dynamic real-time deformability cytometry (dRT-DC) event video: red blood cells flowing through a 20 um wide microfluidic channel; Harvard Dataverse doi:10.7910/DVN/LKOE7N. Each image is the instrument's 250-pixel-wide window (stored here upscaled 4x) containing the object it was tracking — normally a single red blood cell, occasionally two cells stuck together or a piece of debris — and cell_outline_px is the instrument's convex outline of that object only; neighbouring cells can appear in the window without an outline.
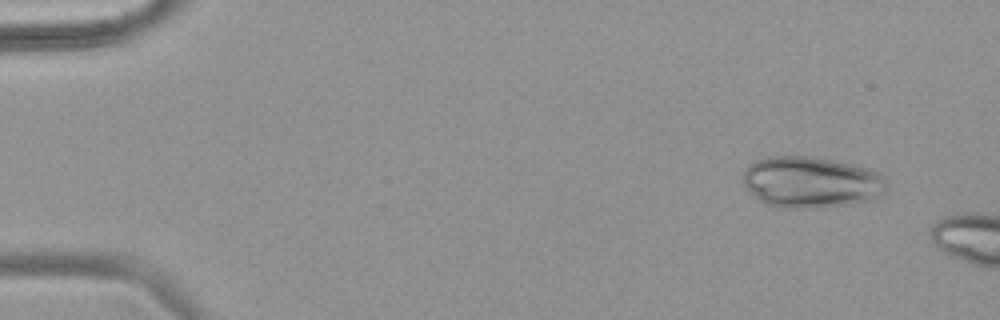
{"species": "common noctule bat (a hibernating species)", "species_latin": "Nyctalus noctula", "temperature_condition": "warm", "stored_images_in_passage": 8, "camera_frame_rate_fps": 3000, "um_per_image_px": 0.085, "animal": {"sex": "female", "body_mass_g": 18.4}, "frame": {"image": 1, "passage_image": 3, "time_ms": 0.667, "image_size_px": [1000, 320], "cell_outline_px": [[888, 188], [884, 192], [872, 200], [848, 204], [804, 208], [784, 208], [768, 204], [760, 200], [748, 192], [744, 184], [744, 172], [748, 164], [752, 160], [768, 156], [804, 156], [832, 160], [852, 164], [868, 168], [880, 172], [888, 184]], "centroid_in_image_um": [68.94, 15.47], "position_along_channel_um": 16.1, "area_um2": 43.0}}